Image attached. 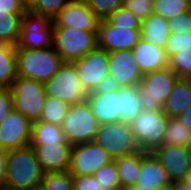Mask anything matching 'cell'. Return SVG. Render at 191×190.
<instances>
[{
	"label": "cell",
	"instance_id": "cell-4",
	"mask_svg": "<svg viewBox=\"0 0 191 190\" xmlns=\"http://www.w3.org/2000/svg\"><path fill=\"white\" fill-rule=\"evenodd\" d=\"M168 117L162 109L142 110L129 124L140 151L152 152L162 145Z\"/></svg>",
	"mask_w": 191,
	"mask_h": 190
},
{
	"label": "cell",
	"instance_id": "cell-45",
	"mask_svg": "<svg viewBox=\"0 0 191 190\" xmlns=\"http://www.w3.org/2000/svg\"><path fill=\"white\" fill-rule=\"evenodd\" d=\"M188 129L191 130V104L177 117Z\"/></svg>",
	"mask_w": 191,
	"mask_h": 190
},
{
	"label": "cell",
	"instance_id": "cell-27",
	"mask_svg": "<svg viewBox=\"0 0 191 190\" xmlns=\"http://www.w3.org/2000/svg\"><path fill=\"white\" fill-rule=\"evenodd\" d=\"M16 77V46L0 41V89H10Z\"/></svg>",
	"mask_w": 191,
	"mask_h": 190
},
{
	"label": "cell",
	"instance_id": "cell-14",
	"mask_svg": "<svg viewBox=\"0 0 191 190\" xmlns=\"http://www.w3.org/2000/svg\"><path fill=\"white\" fill-rule=\"evenodd\" d=\"M140 31L116 27L107 19H101L97 30V47L107 52L132 50L141 38Z\"/></svg>",
	"mask_w": 191,
	"mask_h": 190
},
{
	"label": "cell",
	"instance_id": "cell-43",
	"mask_svg": "<svg viewBox=\"0 0 191 190\" xmlns=\"http://www.w3.org/2000/svg\"><path fill=\"white\" fill-rule=\"evenodd\" d=\"M0 11H10V14H24L27 11L25 0H0Z\"/></svg>",
	"mask_w": 191,
	"mask_h": 190
},
{
	"label": "cell",
	"instance_id": "cell-32",
	"mask_svg": "<svg viewBox=\"0 0 191 190\" xmlns=\"http://www.w3.org/2000/svg\"><path fill=\"white\" fill-rule=\"evenodd\" d=\"M190 0H155L153 13L170 20L188 11Z\"/></svg>",
	"mask_w": 191,
	"mask_h": 190
},
{
	"label": "cell",
	"instance_id": "cell-31",
	"mask_svg": "<svg viewBox=\"0 0 191 190\" xmlns=\"http://www.w3.org/2000/svg\"><path fill=\"white\" fill-rule=\"evenodd\" d=\"M69 106L59 99L46 96L40 120L61 126L67 115Z\"/></svg>",
	"mask_w": 191,
	"mask_h": 190
},
{
	"label": "cell",
	"instance_id": "cell-21",
	"mask_svg": "<svg viewBox=\"0 0 191 190\" xmlns=\"http://www.w3.org/2000/svg\"><path fill=\"white\" fill-rule=\"evenodd\" d=\"M132 52L143 74L168 67L169 59L165 50L141 38Z\"/></svg>",
	"mask_w": 191,
	"mask_h": 190
},
{
	"label": "cell",
	"instance_id": "cell-1",
	"mask_svg": "<svg viewBox=\"0 0 191 190\" xmlns=\"http://www.w3.org/2000/svg\"><path fill=\"white\" fill-rule=\"evenodd\" d=\"M43 171L31 145L6 151L5 174L0 189L34 190L40 187Z\"/></svg>",
	"mask_w": 191,
	"mask_h": 190
},
{
	"label": "cell",
	"instance_id": "cell-50",
	"mask_svg": "<svg viewBox=\"0 0 191 190\" xmlns=\"http://www.w3.org/2000/svg\"><path fill=\"white\" fill-rule=\"evenodd\" d=\"M189 183H190V185H191V167H190V171H189V173H188V176H187V179H186Z\"/></svg>",
	"mask_w": 191,
	"mask_h": 190
},
{
	"label": "cell",
	"instance_id": "cell-17",
	"mask_svg": "<svg viewBox=\"0 0 191 190\" xmlns=\"http://www.w3.org/2000/svg\"><path fill=\"white\" fill-rule=\"evenodd\" d=\"M100 19L86 2L72 0L52 21L53 27H73L84 31H97Z\"/></svg>",
	"mask_w": 191,
	"mask_h": 190
},
{
	"label": "cell",
	"instance_id": "cell-48",
	"mask_svg": "<svg viewBox=\"0 0 191 190\" xmlns=\"http://www.w3.org/2000/svg\"><path fill=\"white\" fill-rule=\"evenodd\" d=\"M154 190H173L172 183H167L165 185L155 188Z\"/></svg>",
	"mask_w": 191,
	"mask_h": 190
},
{
	"label": "cell",
	"instance_id": "cell-29",
	"mask_svg": "<svg viewBox=\"0 0 191 190\" xmlns=\"http://www.w3.org/2000/svg\"><path fill=\"white\" fill-rule=\"evenodd\" d=\"M191 143V130L177 118H168L162 144L187 147Z\"/></svg>",
	"mask_w": 191,
	"mask_h": 190
},
{
	"label": "cell",
	"instance_id": "cell-6",
	"mask_svg": "<svg viewBox=\"0 0 191 190\" xmlns=\"http://www.w3.org/2000/svg\"><path fill=\"white\" fill-rule=\"evenodd\" d=\"M10 89L13 109L31 122L40 120L46 99L44 84L17 76Z\"/></svg>",
	"mask_w": 191,
	"mask_h": 190
},
{
	"label": "cell",
	"instance_id": "cell-24",
	"mask_svg": "<svg viewBox=\"0 0 191 190\" xmlns=\"http://www.w3.org/2000/svg\"><path fill=\"white\" fill-rule=\"evenodd\" d=\"M69 144L66 141L62 127L41 120L32 122L29 145Z\"/></svg>",
	"mask_w": 191,
	"mask_h": 190
},
{
	"label": "cell",
	"instance_id": "cell-37",
	"mask_svg": "<svg viewBox=\"0 0 191 190\" xmlns=\"http://www.w3.org/2000/svg\"><path fill=\"white\" fill-rule=\"evenodd\" d=\"M125 0H87V6L101 20L107 19L111 14L124 6Z\"/></svg>",
	"mask_w": 191,
	"mask_h": 190
},
{
	"label": "cell",
	"instance_id": "cell-28",
	"mask_svg": "<svg viewBox=\"0 0 191 190\" xmlns=\"http://www.w3.org/2000/svg\"><path fill=\"white\" fill-rule=\"evenodd\" d=\"M22 15L0 11V41L13 46L18 44Z\"/></svg>",
	"mask_w": 191,
	"mask_h": 190
},
{
	"label": "cell",
	"instance_id": "cell-44",
	"mask_svg": "<svg viewBox=\"0 0 191 190\" xmlns=\"http://www.w3.org/2000/svg\"><path fill=\"white\" fill-rule=\"evenodd\" d=\"M120 86L115 78L111 75H107L95 88L92 92L89 93H108L119 90Z\"/></svg>",
	"mask_w": 191,
	"mask_h": 190
},
{
	"label": "cell",
	"instance_id": "cell-47",
	"mask_svg": "<svg viewBox=\"0 0 191 190\" xmlns=\"http://www.w3.org/2000/svg\"><path fill=\"white\" fill-rule=\"evenodd\" d=\"M173 190H191V185L187 180L175 181L172 183Z\"/></svg>",
	"mask_w": 191,
	"mask_h": 190
},
{
	"label": "cell",
	"instance_id": "cell-41",
	"mask_svg": "<svg viewBox=\"0 0 191 190\" xmlns=\"http://www.w3.org/2000/svg\"><path fill=\"white\" fill-rule=\"evenodd\" d=\"M73 190H103L93 175L72 176Z\"/></svg>",
	"mask_w": 191,
	"mask_h": 190
},
{
	"label": "cell",
	"instance_id": "cell-33",
	"mask_svg": "<svg viewBox=\"0 0 191 190\" xmlns=\"http://www.w3.org/2000/svg\"><path fill=\"white\" fill-rule=\"evenodd\" d=\"M93 176L99 181L103 190H123L120 186L114 160L98 168Z\"/></svg>",
	"mask_w": 191,
	"mask_h": 190
},
{
	"label": "cell",
	"instance_id": "cell-34",
	"mask_svg": "<svg viewBox=\"0 0 191 190\" xmlns=\"http://www.w3.org/2000/svg\"><path fill=\"white\" fill-rule=\"evenodd\" d=\"M40 188L42 190H73L72 176L68 171L45 173Z\"/></svg>",
	"mask_w": 191,
	"mask_h": 190
},
{
	"label": "cell",
	"instance_id": "cell-54",
	"mask_svg": "<svg viewBox=\"0 0 191 190\" xmlns=\"http://www.w3.org/2000/svg\"><path fill=\"white\" fill-rule=\"evenodd\" d=\"M34 190H42L40 187H37L36 189H34Z\"/></svg>",
	"mask_w": 191,
	"mask_h": 190
},
{
	"label": "cell",
	"instance_id": "cell-15",
	"mask_svg": "<svg viewBox=\"0 0 191 190\" xmlns=\"http://www.w3.org/2000/svg\"><path fill=\"white\" fill-rule=\"evenodd\" d=\"M151 153L161 163L171 182L187 179L191 167L187 147L162 144Z\"/></svg>",
	"mask_w": 191,
	"mask_h": 190
},
{
	"label": "cell",
	"instance_id": "cell-23",
	"mask_svg": "<svg viewBox=\"0 0 191 190\" xmlns=\"http://www.w3.org/2000/svg\"><path fill=\"white\" fill-rule=\"evenodd\" d=\"M170 33L168 20L159 15L152 13L141 21V39L154 46L164 48Z\"/></svg>",
	"mask_w": 191,
	"mask_h": 190
},
{
	"label": "cell",
	"instance_id": "cell-20",
	"mask_svg": "<svg viewBox=\"0 0 191 190\" xmlns=\"http://www.w3.org/2000/svg\"><path fill=\"white\" fill-rule=\"evenodd\" d=\"M171 182L161 163L151 152L142 151V162L136 186L144 190H154Z\"/></svg>",
	"mask_w": 191,
	"mask_h": 190
},
{
	"label": "cell",
	"instance_id": "cell-40",
	"mask_svg": "<svg viewBox=\"0 0 191 190\" xmlns=\"http://www.w3.org/2000/svg\"><path fill=\"white\" fill-rule=\"evenodd\" d=\"M169 30L171 33H189L191 32V16L186 11L175 18L168 20Z\"/></svg>",
	"mask_w": 191,
	"mask_h": 190
},
{
	"label": "cell",
	"instance_id": "cell-10",
	"mask_svg": "<svg viewBox=\"0 0 191 190\" xmlns=\"http://www.w3.org/2000/svg\"><path fill=\"white\" fill-rule=\"evenodd\" d=\"M53 24L44 16L26 11L22 15L20 37L16 48L43 49L52 46Z\"/></svg>",
	"mask_w": 191,
	"mask_h": 190
},
{
	"label": "cell",
	"instance_id": "cell-49",
	"mask_svg": "<svg viewBox=\"0 0 191 190\" xmlns=\"http://www.w3.org/2000/svg\"><path fill=\"white\" fill-rule=\"evenodd\" d=\"M123 190H144V189L138 188L136 185H132V186L126 187Z\"/></svg>",
	"mask_w": 191,
	"mask_h": 190
},
{
	"label": "cell",
	"instance_id": "cell-52",
	"mask_svg": "<svg viewBox=\"0 0 191 190\" xmlns=\"http://www.w3.org/2000/svg\"><path fill=\"white\" fill-rule=\"evenodd\" d=\"M188 11H189V13H190V16H191V0H190V2H189Z\"/></svg>",
	"mask_w": 191,
	"mask_h": 190
},
{
	"label": "cell",
	"instance_id": "cell-3",
	"mask_svg": "<svg viewBox=\"0 0 191 190\" xmlns=\"http://www.w3.org/2000/svg\"><path fill=\"white\" fill-rule=\"evenodd\" d=\"M52 46L64 63H74L97 47V31L53 27Z\"/></svg>",
	"mask_w": 191,
	"mask_h": 190
},
{
	"label": "cell",
	"instance_id": "cell-11",
	"mask_svg": "<svg viewBox=\"0 0 191 190\" xmlns=\"http://www.w3.org/2000/svg\"><path fill=\"white\" fill-rule=\"evenodd\" d=\"M112 160L94 141L72 145L68 172L71 176L93 175L98 168Z\"/></svg>",
	"mask_w": 191,
	"mask_h": 190
},
{
	"label": "cell",
	"instance_id": "cell-13",
	"mask_svg": "<svg viewBox=\"0 0 191 190\" xmlns=\"http://www.w3.org/2000/svg\"><path fill=\"white\" fill-rule=\"evenodd\" d=\"M31 130L32 122L12 109L0 123V150L9 151L28 146Z\"/></svg>",
	"mask_w": 191,
	"mask_h": 190
},
{
	"label": "cell",
	"instance_id": "cell-8",
	"mask_svg": "<svg viewBox=\"0 0 191 190\" xmlns=\"http://www.w3.org/2000/svg\"><path fill=\"white\" fill-rule=\"evenodd\" d=\"M46 96L59 99L68 105L85 102L87 94L79 81L74 63H63L53 77L44 83Z\"/></svg>",
	"mask_w": 191,
	"mask_h": 190
},
{
	"label": "cell",
	"instance_id": "cell-30",
	"mask_svg": "<svg viewBox=\"0 0 191 190\" xmlns=\"http://www.w3.org/2000/svg\"><path fill=\"white\" fill-rule=\"evenodd\" d=\"M72 0H28L27 11L53 21Z\"/></svg>",
	"mask_w": 191,
	"mask_h": 190
},
{
	"label": "cell",
	"instance_id": "cell-7",
	"mask_svg": "<svg viewBox=\"0 0 191 190\" xmlns=\"http://www.w3.org/2000/svg\"><path fill=\"white\" fill-rule=\"evenodd\" d=\"M178 78L169 67L143 74L139 83L143 110L162 109Z\"/></svg>",
	"mask_w": 191,
	"mask_h": 190
},
{
	"label": "cell",
	"instance_id": "cell-16",
	"mask_svg": "<svg viewBox=\"0 0 191 190\" xmlns=\"http://www.w3.org/2000/svg\"><path fill=\"white\" fill-rule=\"evenodd\" d=\"M108 73L120 87L139 85L143 77L132 50L108 52Z\"/></svg>",
	"mask_w": 191,
	"mask_h": 190
},
{
	"label": "cell",
	"instance_id": "cell-35",
	"mask_svg": "<svg viewBox=\"0 0 191 190\" xmlns=\"http://www.w3.org/2000/svg\"><path fill=\"white\" fill-rule=\"evenodd\" d=\"M107 20L116 27L141 30V20L125 6H121L117 11L111 14Z\"/></svg>",
	"mask_w": 191,
	"mask_h": 190
},
{
	"label": "cell",
	"instance_id": "cell-42",
	"mask_svg": "<svg viewBox=\"0 0 191 190\" xmlns=\"http://www.w3.org/2000/svg\"><path fill=\"white\" fill-rule=\"evenodd\" d=\"M13 109L11 89H0V123Z\"/></svg>",
	"mask_w": 191,
	"mask_h": 190
},
{
	"label": "cell",
	"instance_id": "cell-38",
	"mask_svg": "<svg viewBox=\"0 0 191 190\" xmlns=\"http://www.w3.org/2000/svg\"><path fill=\"white\" fill-rule=\"evenodd\" d=\"M191 47V32L189 33H170L168 37L164 50L168 59L173 55Z\"/></svg>",
	"mask_w": 191,
	"mask_h": 190
},
{
	"label": "cell",
	"instance_id": "cell-39",
	"mask_svg": "<svg viewBox=\"0 0 191 190\" xmlns=\"http://www.w3.org/2000/svg\"><path fill=\"white\" fill-rule=\"evenodd\" d=\"M124 6L141 21L153 13V3L148 0H125Z\"/></svg>",
	"mask_w": 191,
	"mask_h": 190
},
{
	"label": "cell",
	"instance_id": "cell-18",
	"mask_svg": "<svg viewBox=\"0 0 191 190\" xmlns=\"http://www.w3.org/2000/svg\"><path fill=\"white\" fill-rule=\"evenodd\" d=\"M43 173L67 172L70 166V144L31 145Z\"/></svg>",
	"mask_w": 191,
	"mask_h": 190
},
{
	"label": "cell",
	"instance_id": "cell-25",
	"mask_svg": "<svg viewBox=\"0 0 191 190\" xmlns=\"http://www.w3.org/2000/svg\"><path fill=\"white\" fill-rule=\"evenodd\" d=\"M115 167L122 189L135 185L142 162V151L114 159Z\"/></svg>",
	"mask_w": 191,
	"mask_h": 190
},
{
	"label": "cell",
	"instance_id": "cell-36",
	"mask_svg": "<svg viewBox=\"0 0 191 190\" xmlns=\"http://www.w3.org/2000/svg\"><path fill=\"white\" fill-rule=\"evenodd\" d=\"M168 67L172 69L179 78H191V47L173 55L169 59Z\"/></svg>",
	"mask_w": 191,
	"mask_h": 190
},
{
	"label": "cell",
	"instance_id": "cell-2",
	"mask_svg": "<svg viewBox=\"0 0 191 190\" xmlns=\"http://www.w3.org/2000/svg\"><path fill=\"white\" fill-rule=\"evenodd\" d=\"M63 63L53 46L43 49L16 48L18 77L44 84L53 77Z\"/></svg>",
	"mask_w": 191,
	"mask_h": 190
},
{
	"label": "cell",
	"instance_id": "cell-51",
	"mask_svg": "<svg viewBox=\"0 0 191 190\" xmlns=\"http://www.w3.org/2000/svg\"><path fill=\"white\" fill-rule=\"evenodd\" d=\"M188 154L191 160V143L187 146Z\"/></svg>",
	"mask_w": 191,
	"mask_h": 190
},
{
	"label": "cell",
	"instance_id": "cell-12",
	"mask_svg": "<svg viewBox=\"0 0 191 190\" xmlns=\"http://www.w3.org/2000/svg\"><path fill=\"white\" fill-rule=\"evenodd\" d=\"M74 64L78 72L80 84L88 93L92 92L109 75L108 52L99 47L84 55Z\"/></svg>",
	"mask_w": 191,
	"mask_h": 190
},
{
	"label": "cell",
	"instance_id": "cell-53",
	"mask_svg": "<svg viewBox=\"0 0 191 190\" xmlns=\"http://www.w3.org/2000/svg\"><path fill=\"white\" fill-rule=\"evenodd\" d=\"M75 1L86 2L87 0H75Z\"/></svg>",
	"mask_w": 191,
	"mask_h": 190
},
{
	"label": "cell",
	"instance_id": "cell-46",
	"mask_svg": "<svg viewBox=\"0 0 191 190\" xmlns=\"http://www.w3.org/2000/svg\"><path fill=\"white\" fill-rule=\"evenodd\" d=\"M6 151L0 150V187L5 174Z\"/></svg>",
	"mask_w": 191,
	"mask_h": 190
},
{
	"label": "cell",
	"instance_id": "cell-5",
	"mask_svg": "<svg viewBox=\"0 0 191 190\" xmlns=\"http://www.w3.org/2000/svg\"><path fill=\"white\" fill-rule=\"evenodd\" d=\"M99 126L87 101L70 105L61 125L66 141L71 146L93 141Z\"/></svg>",
	"mask_w": 191,
	"mask_h": 190
},
{
	"label": "cell",
	"instance_id": "cell-9",
	"mask_svg": "<svg viewBox=\"0 0 191 190\" xmlns=\"http://www.w3.org/2000/svg\"><path fill=\"white\" fill-rule=\"evenodd\" d=\"M93 141L113 160L139 151L129 123L102 124Z\"/></svg>",
	"mask_w": 191,
	"mask_h": 190
},
{
	"label": "cell",
	"instance_id": "cell-19",
	"mask_svg": "<svg viewBox=\"0 0 191 190\" xmlns=\"http://www.w3.org/2000/svg\"><path fill=\"white\" fill-rule=\"evenodd\" d=\"M86 101L100 125L120 122V89L108 93H88Z\"/></svg>",
	"mask_w": 191,
	"mask_h": 190
},
{
	"label": "cell",
	"instance_id": "cell-26",
	"mask_svg": "<svg viewBox=\"0 0 191 190\" xmlns=\"http://www.w3.org/2000/svg\"><path fill=\"white\" fill-rule=\"evenodd\" d=\"M142 110L139 85L120 87V122L130 123Z\"/></svg>",
	"mask_w": 191,
	"mask_h": 190
},
{
	"label": "cell",
	"instance_id": "cell-22",
	"mask_svg": "<svg viewBox=\"0 0 191 190\" xmlns=\"http://www.w3.org/2000/svg\"><path fill=\"white\" fill-rule=\"evenodd\" d=\"M191 104V78H178L162 110L168 118H177Z\"/></svg>",
	"mask_w": 191,
	"mask_h": 190
}]
</instances>
